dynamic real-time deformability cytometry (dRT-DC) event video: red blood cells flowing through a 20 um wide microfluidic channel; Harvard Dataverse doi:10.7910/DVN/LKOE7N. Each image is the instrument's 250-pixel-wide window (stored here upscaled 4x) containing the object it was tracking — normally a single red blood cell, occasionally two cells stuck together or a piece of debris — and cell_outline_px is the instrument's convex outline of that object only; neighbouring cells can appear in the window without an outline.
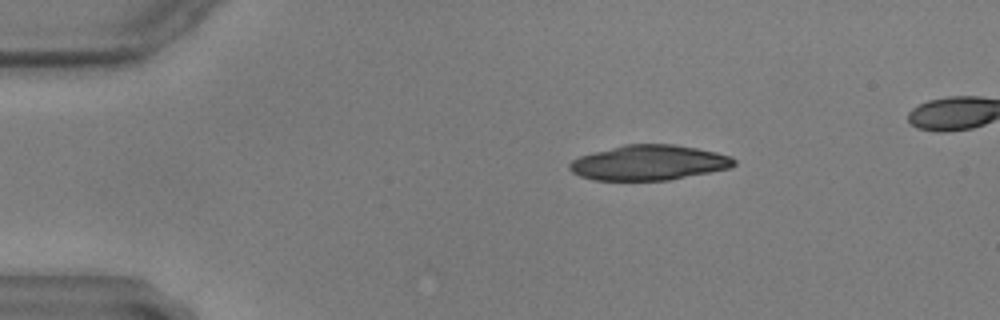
{"species": "common noctule bat (a hibernating species)", "species_latin": "Nyctalus noctula", "temperature_condition": "warm", "stored_images_in_passage": 14, "camera_frame_rate_fps": 3000, "um_per_image_px": 0.085, "animal": {"sex": "male", "body_mass_g": 17.9, "forearm_length_mm": 54.2}, "frame": {"image": 1, "passage_image": 10, "time_ms": 3.0, "image_size_px": [1000, 320], "cell_outline_px": [[736, 164], [728, 168], [668, 180], [592, 180], [580, 176], [572, 172], [568, 168], [568, 164], [572, 160], [580, 156], [592, 152], [624, 144], [672, 144], [696, 148], [716, 152], [732, 156], [736, 160]], "centroid_in_image_um": [55.12, 13.82], "position_along_channel_um": 29.9, "area_um2": 33.58}}